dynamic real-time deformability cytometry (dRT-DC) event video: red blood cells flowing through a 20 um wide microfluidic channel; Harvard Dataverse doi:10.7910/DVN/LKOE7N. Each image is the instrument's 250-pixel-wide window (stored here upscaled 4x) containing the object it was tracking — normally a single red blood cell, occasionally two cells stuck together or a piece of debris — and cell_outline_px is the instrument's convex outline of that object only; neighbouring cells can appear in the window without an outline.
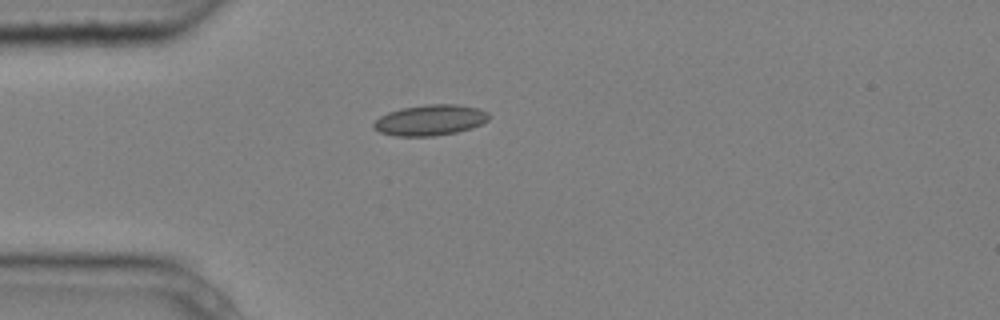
{"species": "common noctule bat (a hibernating species)", "species_latin": "Nyctalus noctula", "temperature_condition": "cold", "stored_images_in_passage": 2, "camera_frame_rate_fps": 3000, "um_per_image_px": 0.085, "animal": {"sex": "male", "body_mass_g": 20.4}, "frame": {"image": 1, "passage_image": 2, "time_ms": 0.333, "image_size_px": [1000, 320], "cell_outline_px": [[492, 116], [488, 120], [472, 128], [456, 132], [432, 136], [396, 136], [380, 132], [372, 128], [372, 124], [380, 116], [388, 112], [400, 108], [428, 104], [456, 104], [476, 108], [488, 112]], "centroid_in_image_um": [36.55, 10.21], "position_along_channel_um": 48.4, "area_um2": 20.69}}